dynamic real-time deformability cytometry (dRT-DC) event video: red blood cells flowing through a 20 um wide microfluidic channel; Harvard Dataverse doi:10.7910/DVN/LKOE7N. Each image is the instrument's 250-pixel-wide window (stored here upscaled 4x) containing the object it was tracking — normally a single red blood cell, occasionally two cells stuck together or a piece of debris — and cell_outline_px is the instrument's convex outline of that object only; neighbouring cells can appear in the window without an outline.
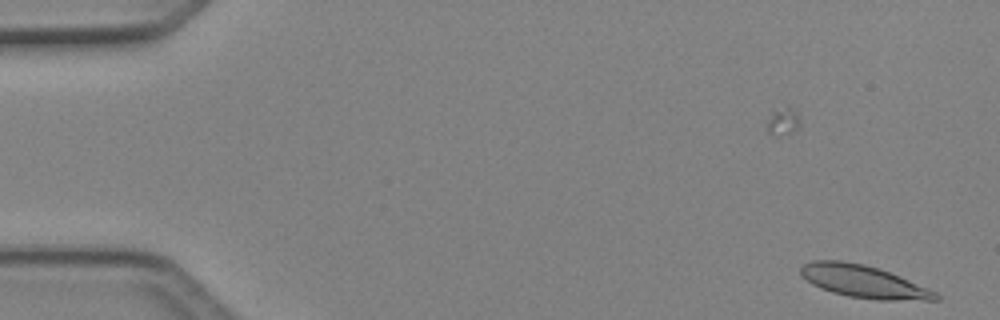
{"species": "Egyptian fruit bat (a non-hibernating species)", "species_latin": "Rousettus aegyptiacus", "temperature_condition": "cold", "stored_images_in_passage": 49, "camera_frame_rate_fps": 3000, "um_per_image_px": 0.085, "animal": {"sex": "female"}, "frame": {"image": 1, "passage_image": 1, "time_ms": 0.0, "image_size_px": [1000, 320], "cell_outline_px": [[940, 300], [880, 300], [848, 296], [832, 292], [820, 288], [812, 284], [800, 272], [800, 268], [804, 264], [812, 260], [840, 260], [864, 264], [880, 268], [900, 276], [936, 292], [940, 296]], "centroid_in_image_um": [73.41, 23.92], "position_along_channel_um": 11.6, "area_um2": 25.43}}
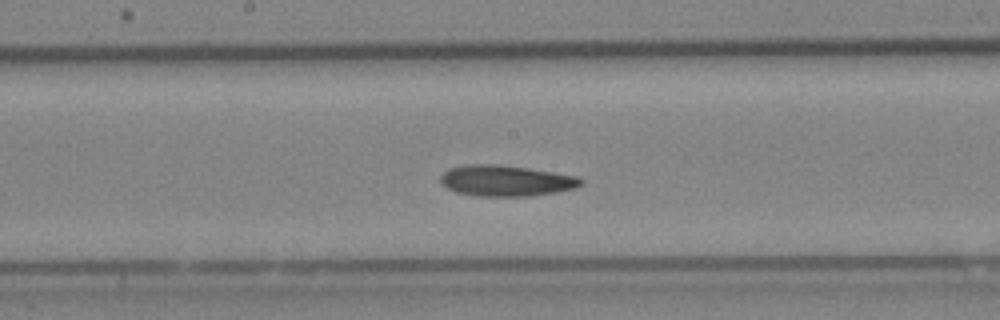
{"frame": {"image": 2, "passage_image": 25, "time_ms": 8.0, "image_size_px": [1000, 320], "cell_outline_px": [[584, 184], [576, 188], [556, 192], [528, 196], [476, 196], [456, 192], [448, 188], [440, 180], [440, 176], [448, 168], [464, 164], [496, 164], [528, 168], [580, 176], [584, 180]], "centroid_in_image_um": [43.04, 15.35], "position_along_channel_um": 205.2, "area_um2": 25.55}}
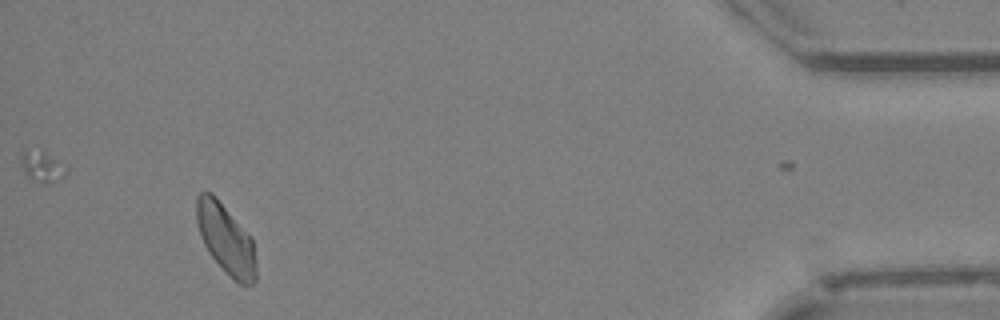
{"frame": {"image": 3, "passage_image": 45, "time_ms": 14.667, "image_size_px": [1000, 320], "cell_outline_px": [[256, 280], [252, 284], [240, 284], [208, 252], [204, 244], [196, 220], [196, 196], [200, 192], [212, 192], [216, 196], [252, 240], [256, 260]], "centroid_in_image_um": [19.18, 20.28], "position_along_channel_um": 416.0, "area_um2": 23.52}, "authors_computed_cell_mechanics": {"area_um2": 24.7962, "velocity_mm_per_s": 4.1465, "shape_relaxation_time_tau1_ms": 5.3867, "shape_relaxation_time_tau2_ms": 6.8941, "deformation_change_tau1": 0.1221, "deformation_change_tau2": 0.1224}}